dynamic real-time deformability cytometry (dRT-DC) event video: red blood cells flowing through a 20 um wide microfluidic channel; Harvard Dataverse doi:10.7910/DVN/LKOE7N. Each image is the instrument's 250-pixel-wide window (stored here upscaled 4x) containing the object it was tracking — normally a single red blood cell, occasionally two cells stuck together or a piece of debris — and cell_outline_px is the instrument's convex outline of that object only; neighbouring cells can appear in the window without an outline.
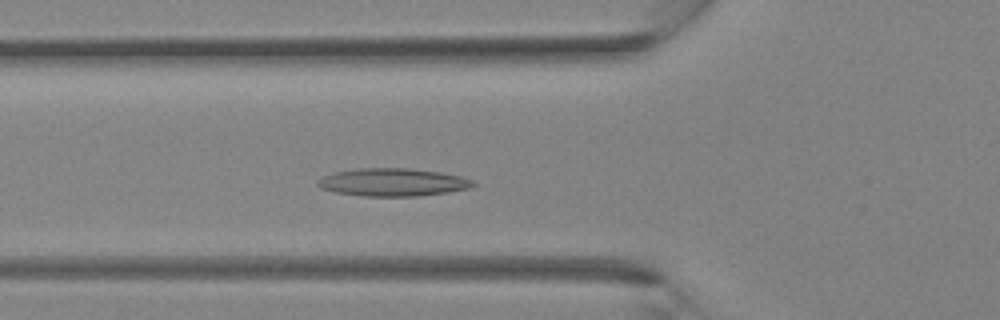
{"species": "Egyptian fruit bat (a non-hibernating species)", "species_latin": "Rousettus aegyptiacus", "temperature_condition": "room temperature", "stored_images_in_passage": 35, "camera_frame_rate_fps": 3000, "um_per_image_px": 0.085, "animal": {"sex": "female"}, "frame": {"image": 1, "passage_image": 11, "time_ms": 3.333, "image_size_px": [1000, 320], "cell_outline_px": [[476, 184], [468, 188], [448, 192], [416, 196], [364, 196], [336, 192], [320, 188], [316, 184], [316, 180], [324, 176], [336, 172], [356, 168], [412, 168], [440, 172], [460, 176], [472, 180]], "centroid_in_image_um": [33.36, 15.48], "position_along_channel_um": 92.4, "area_um2": 25.14}}
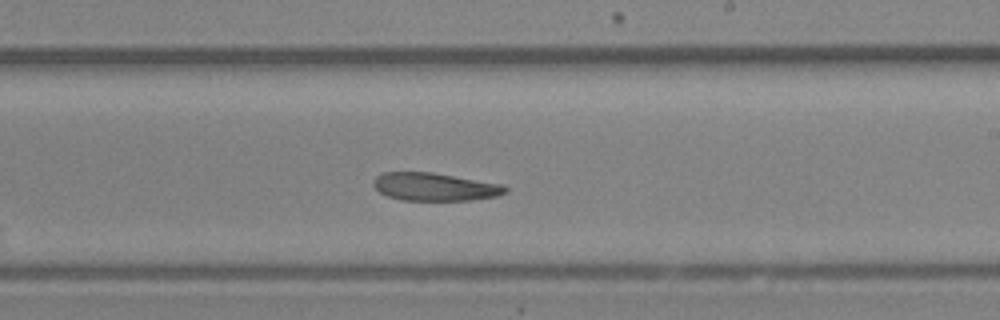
{"frame": {"image": 2, "passage_image": 20, "time_ms": 6.333, "image_size_px": [1000, 320], "cell_outline_px": [[508, 192], [496, 196], [472, 200], [404, 200], [388, 196], [380, 192], [372, 184], [372, 180], [376, 176], [384, 172], [432, 172], [504, 184], [508, 188]], "centroid_in_image_um": [36.98, 15.87], "position_along_channel_um": 252.0, "area_um2": 21.56}}
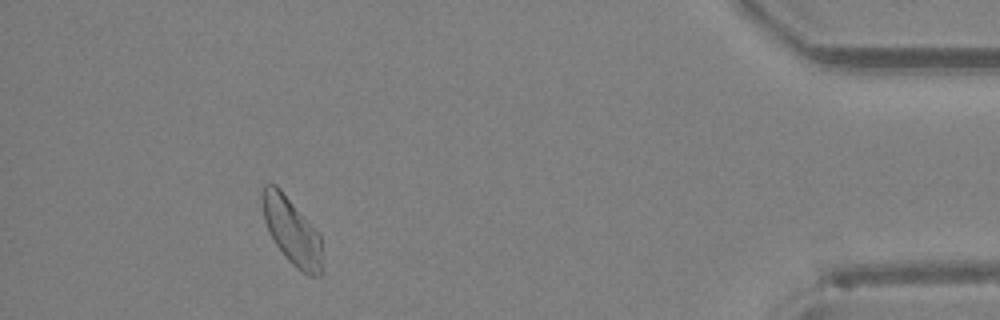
{"frame": {"image": 3, "passage_image": 32, "time_ms": 10.333, "image_size_px": [1000, 320], "cell_outline_px": [[324, 272], [320, 276], [308, 276], [296, 268], [284, 256], [276, 244], [264, 220], [260, 200], [260, 196], [264, 184], [276, 184], [280, 188], [320, 236]], "centroid_in_image_um": [24.8, 19.67], "position_along_channel_um": 410.4, "area_um2": 23.35}}